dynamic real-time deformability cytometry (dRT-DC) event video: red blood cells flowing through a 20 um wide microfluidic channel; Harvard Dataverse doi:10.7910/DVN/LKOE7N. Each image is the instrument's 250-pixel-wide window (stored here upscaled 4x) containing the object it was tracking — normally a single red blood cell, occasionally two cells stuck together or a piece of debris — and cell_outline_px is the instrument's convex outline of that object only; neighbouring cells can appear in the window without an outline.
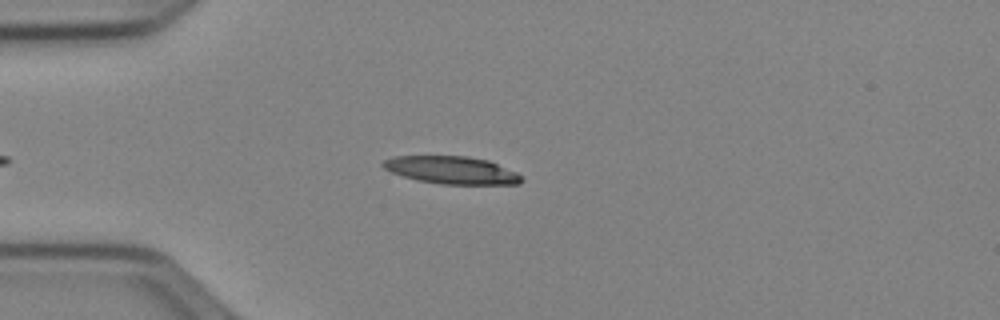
{"species": "Egyptian fruit bat (a non-hibernating species)", "species_latin": "Rousettus aegyptiacus", "temperature_condition": "cold", "stored_images_in_passage": 39, "camera_frame_rate_fps": 3000, "um_per_image_px": 0.085, "animal": {"sex": "female"}, "frame": {"image": 1, "passage_image": 5, "time_ms": 1.333, "image_size_px": [1000, 320], "cell_outline_px": [[524, 180], [520, 184], [440, 184], [416, 180], [392, 172], [384, 168], [380, 164], [384, 160], [392, 156], [468, 156], [488, 160], [516, 172]], "centroid_in_image_um": [38.38, 14.46], "position_along_channel_um": 46.6, "area_um2": 22.25}}
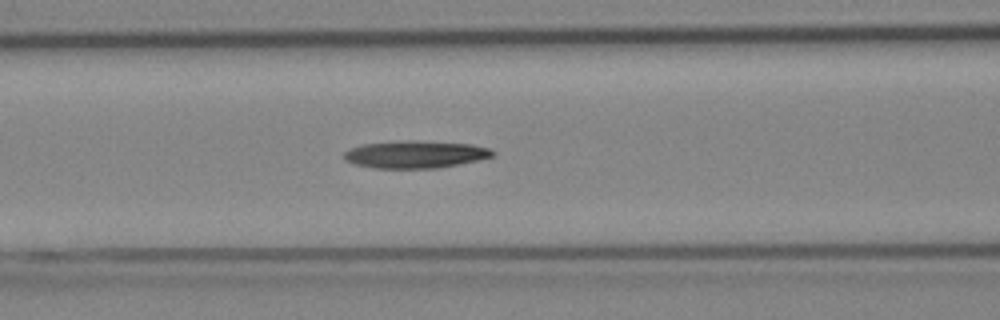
{"frame": {"image": 2, "passage_image": 13, "time_ms": 4.0, "image_size_px": [1000, 320], "cell_outline_px": [[496, 152], [492, 156], [476, 160], [436, 168], [376, 168], [352, 164], [344, 160], [344, 152], [360, 144], [408, 140], [416, 140], [472, 144], [488, 148]], "centroid_in_image_um": [35.25, 13.11], "position_along_channel_um": 131.3, "area_um2": 23.64}}
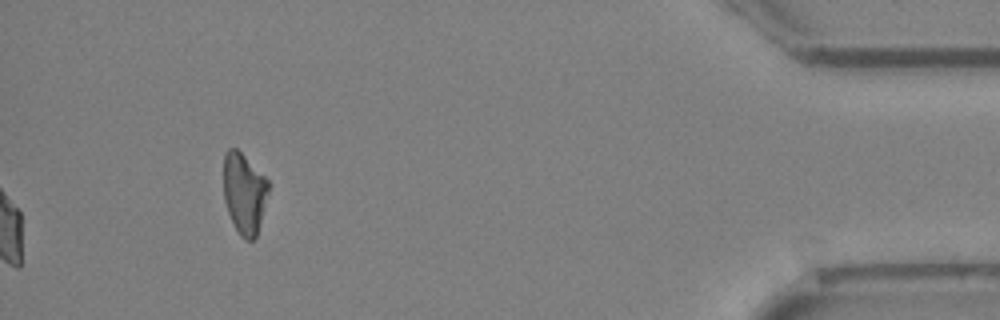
{"frame": {"image": 3, "passage_image": 39, "time_ms": 12.667, "image_size_px": [1000, 320], "cell_outline_px": [[268, 192], [256, 236], [252, 240], [244, 240], [240, 236], [228, 212], [224, 200], [224, 152], [228, 148], [236, 148], [268, 180]], "centroid_in_image_um": [20.74, 16.42], "position_along_channel_um": 414.5, "area_um2": 20.75}, "authors_computed_cell_mechanics": {"area_um2": 23.0044, "velocity_mm_per_s": 3.9617, "shape_relaxation_time_tau1_ms": 10.7278, "shape_relaxation_time_tau2_ms": null, "deformation_change_tau1": 0.2269, "deformation_change_tau2": null}}